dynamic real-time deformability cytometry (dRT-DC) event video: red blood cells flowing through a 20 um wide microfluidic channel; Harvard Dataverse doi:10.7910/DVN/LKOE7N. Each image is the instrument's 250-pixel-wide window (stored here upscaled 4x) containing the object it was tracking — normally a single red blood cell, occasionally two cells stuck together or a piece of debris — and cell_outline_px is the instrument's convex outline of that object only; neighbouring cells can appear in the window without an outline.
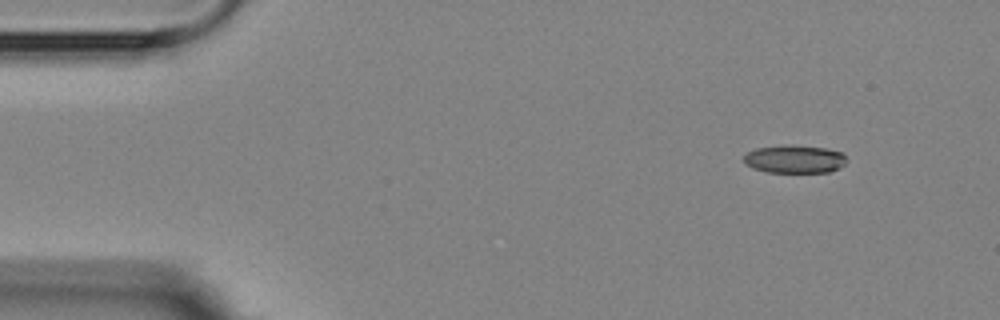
{"species": "Egyptian fruit bat (a non-hibernating species)", "species_latin": "Rousettus aegyptiacus", "temperature_condition": "room temperature", "stored_images_in_passage": 4, "camera_frame_rate_fps": 3000, "um_per_image_px": 0.085, "animal": {"sex": "female"}, "frame": {"image": 1, "passage_image": 1, "time_ms": 0.0, "image_size_px": [1000, 320], "cell_outline_px": [[848, 160], [844, 164], [828, 172], [768, 172], [752, 168], [744, 164], [744, 156], [748, 152], [756, 148], [784, 144], [792, 144], [824, 148], [844, 152]], "centroid_in_image_um": [67.53, 13.5], "position_along_channel_um": 17.5, "area_um2": 16.99}}